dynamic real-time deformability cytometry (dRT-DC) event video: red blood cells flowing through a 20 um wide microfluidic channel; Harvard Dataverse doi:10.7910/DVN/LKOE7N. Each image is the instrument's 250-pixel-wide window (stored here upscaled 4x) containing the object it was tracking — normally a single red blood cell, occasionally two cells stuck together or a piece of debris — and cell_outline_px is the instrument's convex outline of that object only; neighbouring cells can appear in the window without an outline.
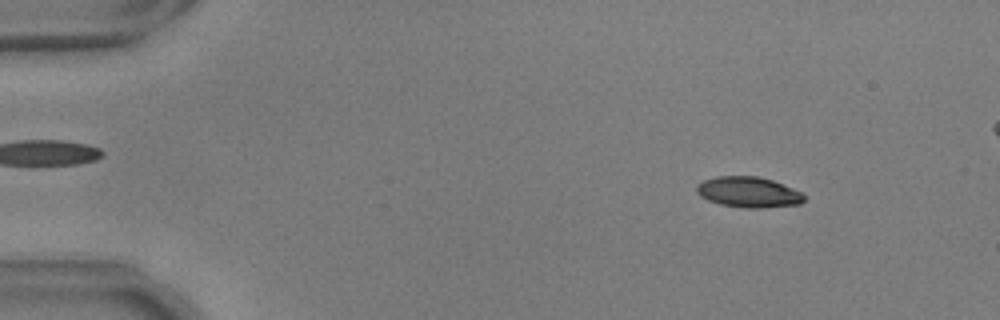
{"species": "common noctule bat (a hibernating species)", "species_latin": "Nyctalus noctula", "temperature_condition": "warm", "stored_images_in_passage": 11, "camera_frame_rate_fps": 3000, "um_per_image_px": 0.085, "animal": {"sex": "male", "body_mass_g": 17.9, "forearm_length_mm": 54.2}, "frame": {"image": 1, "passage_image": 7, "time_ms": 2.0, "image_size_px": [1000, 320], "cell_outline_px": [[804, 200], [800, 204], [760, 208], [744, 208], [720, 204], [708, 200], [700, 196], [696, 192], [696, 184], [704, 180], [716, 176], [756, 176], [772, 180], [792, 188], [800, 192], [804, 196]], "centroid_in_image_um": [63.58, 16.33], "position_along_channel_um": 21.4, "area_um2": 19.13}}